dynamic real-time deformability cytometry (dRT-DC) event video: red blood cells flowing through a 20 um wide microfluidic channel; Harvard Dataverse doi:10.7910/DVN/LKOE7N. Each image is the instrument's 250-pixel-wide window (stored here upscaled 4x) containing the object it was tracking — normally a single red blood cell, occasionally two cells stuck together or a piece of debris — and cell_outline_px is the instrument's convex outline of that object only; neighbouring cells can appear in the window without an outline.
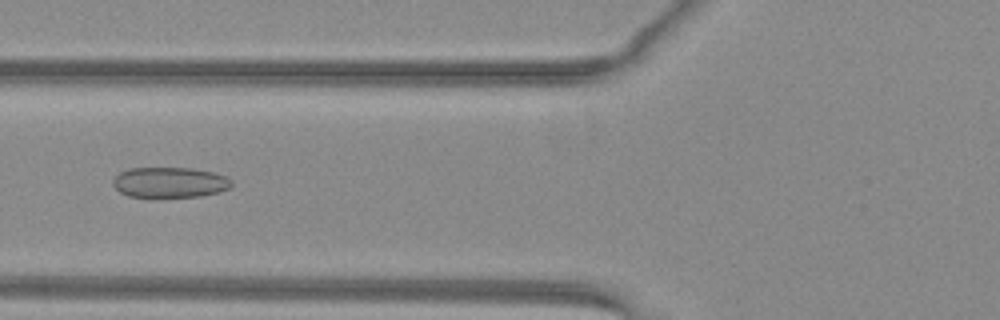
{"species": "common noctule bat (a hibernating species)", "species_latin": "Nyctalus noctula", "temperature_condition": "warm", "stored_images_in_passage": 52, "camera_frame_rate_fps": 3000, "um_per_image_px": 0.085, "animal": {"sex": "female", "body_mass_g": 29.2, "forearm_length_mm": 56.3}, "frame": {"image": 1, "passage_image": 21, "time_ms": 6.667, "image_size_px": [1000, 320], "cell_outline_px": [[232, 184], [228, 188], [220, 192], [200, 196], [156, 200], [128, 196], [120, 192], [112, 184], [112, 180], [120, 172], [128, 168], [192, 168], [212, 172], [228, 176], [232, 180]], "centroid_in_image_um": [14.41, 15.55], "position_along_channel_um": 111.4, "area_um2": 21.96}}
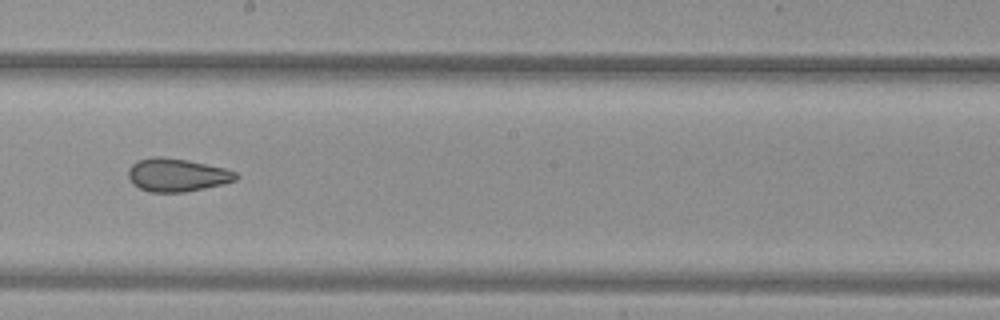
{"frame": {"image": 2, "passage_image": 30, "time_ms": 9.667, "image_size_px": [1000, 320], "cell_outline_px": [[240, 176], [236, 180], [204, 188], [184, 192], [148, 192], [132, 184], [128, 176], [128, 168], [132, 164], [140, 160], [152, 156], [160, 156], [188, 160], [224, 168], [236, 172]], "centroid_in_image_um": [15.02, 14.87], "position_along_channel_um": 233.2, "area_um2": 20.75}}
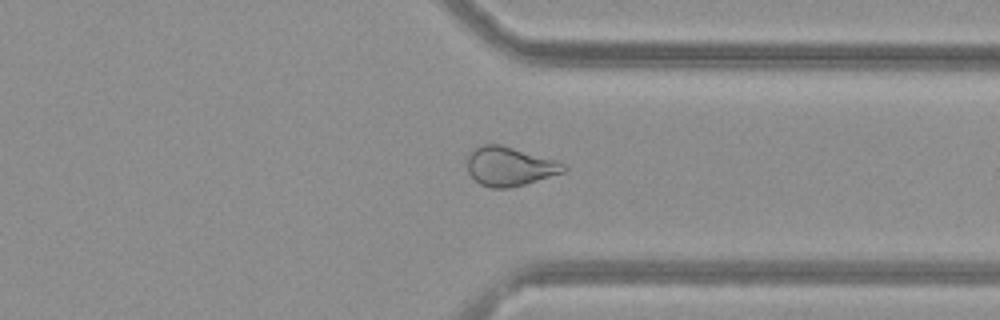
{"frame": {"image": 3, "passage_image": 40, "time_ms": 13.0, "image_size_px": [1000, 320], "cell_outline_px": [[568, 168], [564, 172], [524, 184], [508, 188], [488, 188], [480, 184], [468, 172], [468, 156], [476, 148], [484, 144], [500, 144], [556, 160], [568, 164]], "centroid_in_image_um": [43.35, 14.15], "position_along_channel_um": 368.0, "area_um2": 21.79}, "authors_computed_cell_mechanics": {"area_um2": 24.7673, "velocity_mm_per_s": 4.0524, "shape_relaxation_time_tau1_ms": null, "shape_relaxation_time_tau2_ms": 2.3072, "deformation_change_tau1": null, "deformation_change_tau2": 0.0847}}